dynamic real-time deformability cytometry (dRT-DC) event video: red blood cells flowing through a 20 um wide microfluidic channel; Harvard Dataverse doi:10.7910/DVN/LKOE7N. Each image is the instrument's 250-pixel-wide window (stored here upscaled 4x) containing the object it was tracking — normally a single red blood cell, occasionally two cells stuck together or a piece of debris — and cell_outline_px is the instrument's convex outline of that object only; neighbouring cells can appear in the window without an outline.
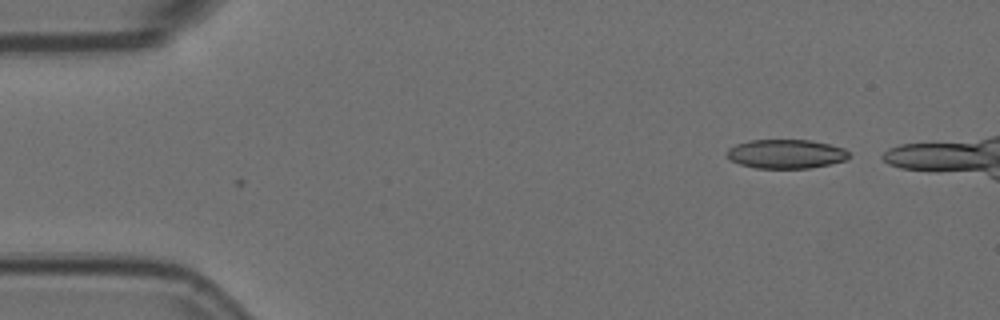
{"species": "Egyptian fruit bat (a non-hibernating species)", "species_latin": "Rousettus aegyptiacus", "temperature_condition": "room temperature", "stored_images_in_passage": 4, "camera_frame_rate_fps": 3000, "um_per_image_px": 0.085, "animal": {"sex": "female"}, "frame": {"image": 1, "passage_image": 1, "time_ms": 0.0, "image_size_px": [1000, 320], "cell_outline_px": [[852, 156], [844, 160], [828, 164], [808, 168], [756, 168], [740, 164], [728, 160], [724, 152], [728, 148], [736, 144], [748, 140], [812, 140], [844, 148]], "centroid_in_image_um": [66.75, 13.08], "position_along_channel_um": 18.3, "area_um2": 20.81}}